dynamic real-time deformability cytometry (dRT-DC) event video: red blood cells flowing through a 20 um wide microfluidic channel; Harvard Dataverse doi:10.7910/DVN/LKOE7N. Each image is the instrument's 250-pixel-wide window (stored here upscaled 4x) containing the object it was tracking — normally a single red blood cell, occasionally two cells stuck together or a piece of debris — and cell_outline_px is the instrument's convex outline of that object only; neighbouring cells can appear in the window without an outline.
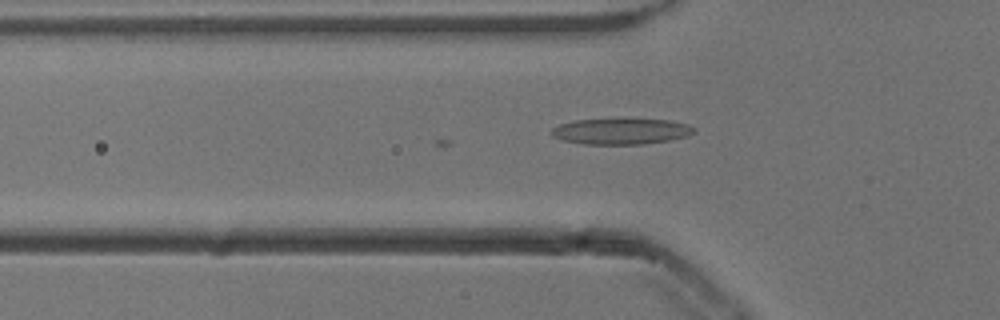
{"species": "common noctule bat (a hibernating species)", "species_latin": "Nyctalus noctula", "temperature_condition": "cold", "stored_images_in_passage": 36, "camera_frame_rate_fps": 3000, "um_per_image_px": 0.085, "animal": {"sex": "male", "body_mass_g": 13.3}, "frame": {"image": 1, "passage_image": 6, "time_ms": 1.667, "image_size_px": [1000, 320], "cell_outline_px": [[696, 128], [688, 136], [668, 140], [640, 144], [584, 144], [564, 140], [552, 136], [552, 128], [560, 124], [576, 120], [668, 120], [688, 124]], "centroid_in_image_um": [52.79, 11.17], "position_along_channel_um": 73.0, "area_um2": 20.98}}
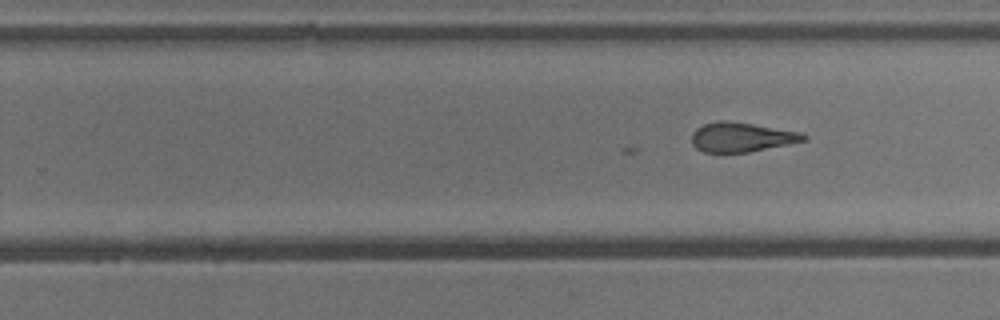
{"frame": {"image": 2, "passage_image": 21, "time_ms": 6.667, "image_size_px": [1000, 320], "cell_outline_px": [[808, 140], [748, 152], [704, 152], [696, 148], [692, 144], [692, 132], [696, 128], [704, 124], [716, 120], [724, 120], [752, 124], [800, 132], [808, 136]], "centroid_in_image_um": [63.01, 11.65], "position_along_channel_um": 266.8, "area_um2": 19.13}}
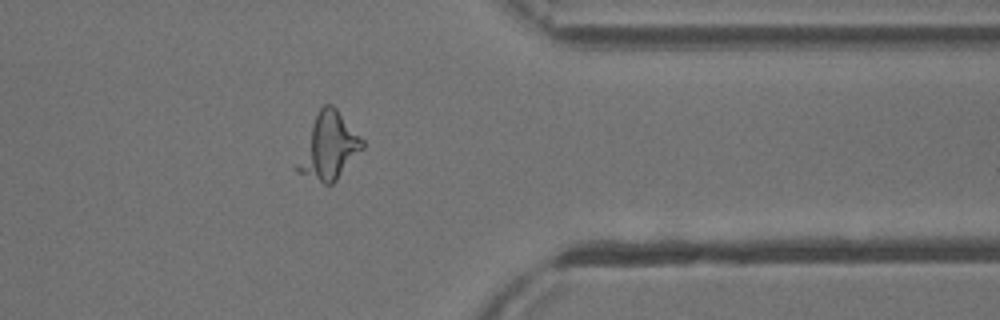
{"frame": {"image": 3, "passage_image": 31, "time_ms": 10.0, "image_size_px": [1000, 320], "cell_outline_px": [[364, 148], [336, 180], [332, 184], [324, 184], [296, 172], [292, 168], [312, 124], [320, 108], [324, 104], [332, 104], [336, 108], [364, 140]], "centroid_in_image_um": [27.91, 12.48], "position_along_channel_um": 383.5, "area_um2": 24.97}, "authors_computed_cell_mechanics": {"area_um2": 19.5942, "velocity_mm_per_s": 3.7938, "shape_relaxation_time_tau1_ms": 0.2308, "shape_relaxation_time_tau2_ms": null, "deformation_change_tau1": 0.2688, "deformation_change_tau2": null}}